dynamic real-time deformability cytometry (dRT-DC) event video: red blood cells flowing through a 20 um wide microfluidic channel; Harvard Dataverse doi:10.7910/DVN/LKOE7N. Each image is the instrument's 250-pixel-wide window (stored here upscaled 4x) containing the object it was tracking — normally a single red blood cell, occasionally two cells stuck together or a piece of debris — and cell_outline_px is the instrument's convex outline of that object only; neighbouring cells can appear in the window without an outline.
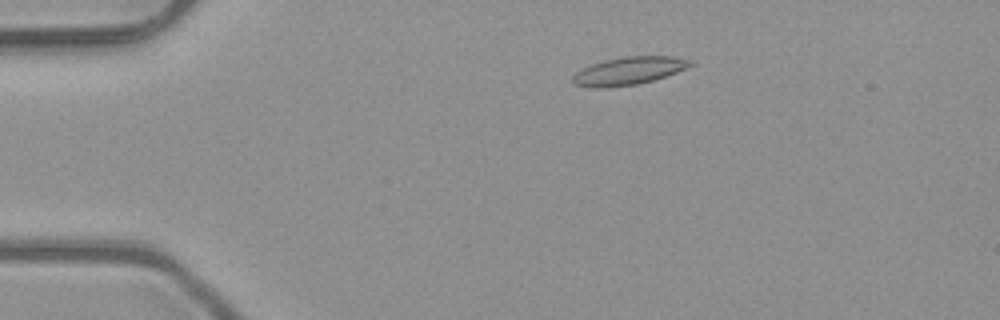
{"species": "common noctule bat (a hibernating species)", "species_latin": "Nyctalus noctula", "temperature_condition": "room temperature", "stored_images_in_passage": 6, "camera_frame_rate_fps": 3000, "um_per_image_px": 0.085, "animal": {"sex": "male", "body_mass_g": 23.1, "forearm_length_mm": 52.7}, "frame": {"image": 1, "passage_image": 3, "time_ms": 0.667, "image_size_px": [1000, 320], "cell_outline_px": [[696, 64], [688, 68], [652, 80], [636, 84], [604, 88], [592, 88], [572, 84], [572, 76], [580, 68], [604, 60], [624, 56], [672, 56], [692, 60]], "centroid_in_image_um": [53.42, 6.02], "position_along_channel_um": 31.6, "area_um2": 19.25}}
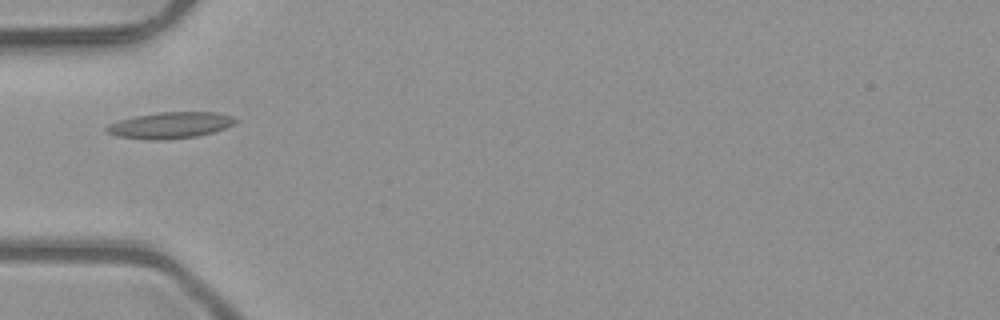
{"frame": {"image": 2, "passage_image": 5, "time_ms": 1.333, "image_size_px": [1000, 320], "cell_outline_px": [[236, 120], [232, 124], [224, 128], [212, 132], [196, 136], [160, 140], [156, 140], [116, 136], [108, 132], [104, 128], [108, 124], [120, 120], [136, 116], [160, 112], [216, 112], [232, 116]], "centroid_in_image_um": [14.44, 10.64], "position_along_channel_um": 70.6, "area_um2": 19.36}}
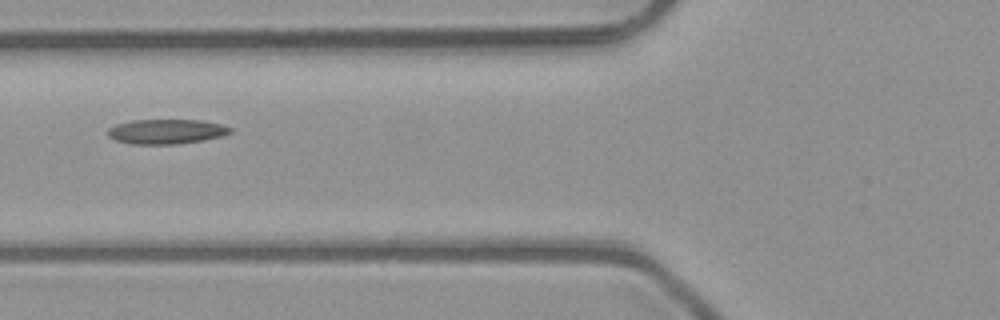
{"frame": {"image": 3, "passage_image": 6, "time_ms": 1.667, "image_size_px": [1000, 320], "cell_outline_px": [[232, 132], [220, 136], [204, 140], [176, 144], [132, 144], [116, 140], [108, 136], [108, 128], [116, 124], [132, 120], [200, 120], [224, 124], [232, 128]], "centroid_in_image_um": [14.15, 11.17], "position_along_channel_um": 111.6, "area_um2": 17.69}}